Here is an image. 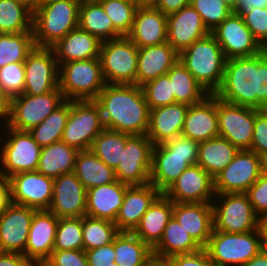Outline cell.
Returning a JSON list of instances; mask_svg holds the SVG:
<instances>
[{"label":"cell","mask_w":267,"mask_h":266,"mask_svg":"<svg viewBox=\"0 0 267 266\" xmlns=\"http://www.w3.org/2000/svg\"><path fill=\"white\" fill-rule=\"evenodd\" d=\"M95 101L105 129L130 135H146L150 109L142 88L136 84H106Z\"/></svg>","instance_id":"6da1fadb"},{"label":"cell","mask_w":267,"mask_h":266,"mask_svg":"<svg viewBox=\"0 0 267 266\" xmlns=\"http://www.w3.org/2000/svg\"><path fill=\"white\" fill-rule=\"evenodd\" d=\"M199 142L183 136L153 146L151 183L164 193L189 166L198 161Z\"/></svg>","instance_id":"7a4b0ae2"},{"label":"cell","mask_w":267,"mask_h":266,"mask_svg":"<svg viewBox=\"0 0 267 266\" xmlns=\"http://www.w3.org/2000/svg\"><path fill=\"white\" fill-rule=\"evenodd\" d=\"M179 61L208 94L220 88L227 59L211 33L181 51Z\"/></svg>","instance_id":"3957f363"},{"label":"cell","mask_w":267,"mask_h":266,"mask_svg":"<svg viewBox=\"0 0 267 266\" xmlns=\"http://www.w3.org/2000/svg\"><path fill=\"white\" fill-rule=\"evenodd\" d=\"M258 54L226 61L223 80L215 96L227 103L257 109Z\"/></svg>","instance_id":"277c9868"},{"label":"cell","mask_w":267,"mask_h":266,"mask_svg":"<svg viewBox=\"0 0 267 266\" xmlns=\"http://www.w3.org/2000/svg\"><path fill=\"white\" fill-rule=\"evenodd\" d=\"M80 4L76 0H58L33 12L32 32L37 47L51 48L78 27Z\"/></svg>","instance_id":"5b68a950"},{"label":"cell","mask_w":267,"mask_h":266,"mask_svg":"<svg viewBox=\"0 0 267 266\" xmlns=\"http://www.w3.org/2000/svg\"><path fill=\"white\" fill-rule=\"evenodd\" d=\"M105 85L99 58L59 64V89L65 100H95Z\"/></svg>","instance_id":"8992f818"},{"label":"cell","mask_w":267,"mask_h":266,"mask_svg":"<svg viewBox=\"0 0 267 266\" xmlns=\"http://www.w3.org/2000/svg\"><path fill=\"white\" fill-rule=\"evenodd\" d=\"M205 249L215 266H243L262 250V245L257 230L244 233L213 230Z\"/></svg>","instance_id":"52a82bcc"},{"label":"cell","mask_w":267,"mask_h":266,"mask_svg":"<svg viewBox=\"0 0 267 266\" xmlns=\"http://www.w3.org/2000/svg\"><path fill=\"white\" fill-rule=\"evenodd\" d=\"M99 59L106 84H136L138 47L127 36L101 42Z\"/></svg>","instance_id":"ba28073f"},{"label":"cell","mask_w":267,"mask_h":266,"mask_svg":"<svg viewBox=\"0 0 267 266\" xmlns=\"http://www.w3.org/2000/svg\"><path fill=\"white\" fill-rule=\"evenodd\" d=\"M103 129L101 109L95 100H69V117L62 136L64 143L78 151L90 150Z\"/></svg>","instance_id":"9c48e42d"},{"label":"cell","mask_w":267,"mask_h":266,"mask_svg":"<svg viewBox=\"0 0 267 266\" xmlns=\"http://www.w3.org/2000/svg\"><path fill=\"white\" fill-rule=\"evenodd\" d=\"M6 141L1 146L0 174L7 180L17 173L36 171L39 165L41 146L29 131L7 126Z\"/></svg>","instance_id":"30bf717a"},{"label":"cell","mask_w":267,"mask_h":266,"mask_svg":"<svg viewBox=\"0 0 267 266\" xmlns=\"http://www.w3.org/2000/svg\"><path fill=\"white\" fill-rule=\"evenodd\" d=\"M215 195L214 197H218L222 202V204L212 202L215 231L244 233L257 230L258 215L245 193Z\"/></svg>","instance_id":"8fae6325"},{"label":"cell","mask_w":267,"mask_h":266,"mask_svg":"<svg viewBox=\"0 0 267 266\" xmlns=\"http://www.w3.org/2000/svg\"><path fill=\"white\" fill-rule=\"evenodd\" d=\"M153 146L147 135L126 133V145L119 164L114 169L116 180L130 186L148 184Z\"/></svg>","instance_id":"7c38bea8"},{"label":"cell","mask_w":267,"mask_h":266,"mask_svg":"<svg viewBox=\"0 0 267 266\" xmlns=\"http://www.w3.org/2000/svg\"><path fill=\"white\" fill-rule=\"evenodd\" d=\"M65 98L59 89L43 95L21 94L11 98V115L8 126L10 128L29 131L39 125Z\"/></svg>","instance_id":"4fadbf2b"},{"label":"cell","mask_w":267,"mask_h":266,"mask_svg":"<svg viewBox=\"0 0 267 266\" xmlns=\"http://www.w3.org/2000/svg\"><path fill=\"white\" fill-rule=\"evenodd\" d=\"M263 173V158L251 150H239L214 178L215 194L245 193Z\"/></svg>","instance_id":"5bb4252c"},{"label":"cell","mask_w":267,"mask_h":266,"mask_svg":"<svg viewBox=\"0 0 267 266\" xmlns=\"http://www.w3.org/2000/svg\"><path fill=\"white\" fill-rule=\"evenodd\" d=\"M23 64V94L43 95L59 87V64L52 48L35 46Z\"/></svg>","instance_id":"9a60e30c"},{"label":"cell","mask_w":267,"mask_h":266,"mask_svg":"<svg viewBox=\"0 0 267 266\" xmlns=\"http://www.w3.org/2000/svg\"><path fill=\"white\" fill-rule=\"evenodd\" d=\"M219 136L238 150H249L257 109L234 105L217 98Z\"/></svg>","instance_id":"2e32d148"},{"label":"cell","mask_w":267,"mask_h":266,"mask_svg":"<svg viewBox=\"0 0 267 266\" xmlns=\"http://www.w3.org/2000/svg\"><path fill=\"white\" fill-rule=\"evenodd\" d=\"M211 34L221 46L227 60L255 56L265 50L248 29L242 16L233 11Z\"/></svg>","instance_id":"e0dca14e"},{"label":"cell","mask_w":267,"mask_h":266,"mask_svg":"<svg viewBox=\"0 0 267 266\" xmlns=\"http://www.w3.org/2000/svg\"><path fill=\"white\" fill-rule=\"evenodd\" d=\"M8 181L12 203L36 210L49 209L53 196V178L36 170L17 173Z\"/></svg>","instance_id":"ac0fdd59"},{"label":"cell","mask_w":267,"mask_h":266,"mask_svg":"<svg viewBox=\"0 0 267 266\" xmlns=\"http://www.w3.org/2000/svg\"><path fill=\"white\" fill-rule=\"evenodd\" d=\"M163 194L173 203H212L214 178L200 165H192Z\"/></svg>","instance_id":"d6986e66"},{"label":"cell","mask_w":267,"mask_h":266,"mask_svg":"<svg viewBox=\"0 0 267 266\" xmlns=\"http://www.w3.org/2000/svg\"><path fill=\"white\" fill-rule=\"evenodd\" d=\"M36 209L10 203L0 214V251L23 253Z\"/></svg>","instance_id":"ffe728a7"},{"label":"cell","mask_w":267,"mask_h":266,"mask_svg":"<svg viewBox=\"0 0 267 266\" xmlns=\"http://www.w3.org/2000/svg\"><path fill=\"white\" fill-rule=\"evenodd\" d=\"M87 190L76 175L62 174L54 179L49 211L58 218H78L86 215Z\"/></svg>","instance_id":"44dd1931"},{"label":"cell","mask_w":267,"mask_h":266,"mask_svg":"<svg viewBox=\"0 0 267 266\" xmlns=\"http://www.w3.org/2000/svg\"><path fill=\"white\" fill-rule=\"evenodd\" d=\"M59 218L49 210H36L22 253L32 264L45 262L51 255L55 244Z\"/></svg>","instance_id":"7402d4cb"},{"label":"cell","mask_w":267,"mask_h":266,"mask_svg":"<svg viewBox=\"0 0 267 266\" xmlns=\"http://www.w3.org/2000/svg\"><path fill=\"white\" fill-rule=\"evenodd\" d=\"M127 37L138 47L161 45L167 42V15L152 4L136 9L131 32Z\"/></svg>","instance_id":"603a6c76"},{"label":"cell","mask_w":267,"mask_h":266,"mask_svg":"<svg viewBox=\"0 0 267 266\" xmlns=\"http://www.w3.org/2000/svg\"><path fill=\"white\" fill-rule=\"evenodd\" d=\"M210 33L191 5L167 15V43L178 53Z\"/></svg>","instance_id":"cb8c5ba5"},{"label":"cell","mask_w":267,"mask_h":266,"mask_svg":"<svg viewBox=\"0 0 267 266\" xmlns=\"http://www.w3.org/2000/svg\"><path fill=\"white\" fill-rule=\"evenodd\" d=\"M181 136L199 143L219 136L217 97L214 94L188 107Z\"/></svg>","instance_id":"d4e9b609"},{"label":"cell","mask_w":267,"mask_h":266,"mask_svg":"<svg viewBox=\"0 0 267 266\" xmlns=\"http://www.w3.org/2000/svg\"><path fill=\"white\" fill-rule=\"evenodd\" d=\"M161 194L151 183L129 186L114 222L118 231L133 232L142 216Z\"/></svg>","instance_id":"484cf974"},{"label":"cell","mask_w":267,"mask_h":266,"mask_svg":"<svg viewBox=\"0 0 267 266\" xmlns=\"http://www.w3.org/2000/svg\"><path fill=\"white\" fill-rule=\"evenodd\" d=\"M174 219L205 248L214 230L212 203H174Z\"/></svg>","instance_id":"4316f807"},{"label":"cell","mask_w":267,"mask_h":266,"mask_svg":"<svg viewBox=\"0 0 267 266\" xmlns=\"http://www.w3.org/2000/svg\"><path fill=\"white\" fill-rule=\"evenodd\" d=\"M189 105L174 103L150 110L147 137L153 145L181 136Z\"/></svg>","instance_id":"83f0119b"},{"label":"cell","mask_w":267,"mask_h":266,"mask_svg":"<svg viewBox=\"0 0 267 266\" xmlns=\"http://www.w3.org/2000/svg\"><path fill=\"white\" fill-rule=\"evenodd\" d=\"M129 186L116 180L112 183L88 189L86 193V215L115 222L123 204L126 189Z\"/></svg>","instance_id":"f1b7e54d"},{"label":"cell","mask_w":267,"mask_h":266,"mask_svg":"<svg viewBox=\"0 0 267 266\" xmlns=\"http://www.w3.org/2000/svg\"><path fill=\"white\" fill-rule=\"evenodd\" d=\"M179 61V53L167 42L138 48L136 85L142 86L165 75Z\"/></svg>","instance_id":"f546056e"},{"label":"cell","mask_w":267,"mask_h":266,"mask_svg":"<svg viewBox=\"0 0 267 266\" xmlns=\"http://www.w3.org/2000/svg\"><path fill=\"white\" fill-rule=\"evenodd\" d=\"M101 42L94 36L77 27L51 48L58 64L71 61L99 58Z\"/></svg>","instance_id":"4dcf8cb0"},{"label":"cell","mask_w":267,"mask_h":266,"mask_svg":"<svg viewBox=\"0 0 267 266\" xmlns=\"http://www.w3.org/2000/svg\"><path fill=\"white\" fill-rule=\"evenodd\" d=\"M173 206L174 203L162 193L142 216L133 233L153 248L173 217Z\"/></svg>","instance_id":"1f68e13d"},{"label":"cell","mask_w":267,"mask_h":266,"mask_svg":"<svg viewBox=\"0 0 267 266\" xmlns=\"http://www.w3.org/2000/svg\"><path fill=\"white\" fill-rule=\"evenodd\" d=\"M78 150L62 140L41 148L37 171L53 179L74 170Z\"/></svg>","instance_id":"d6a6232c"},{"label":"cell","mask_w":267,"mask_h":266,"mask_svg":"<svg viewBox=\"0 0 267 266\" xmlns=\"http://www.w3.org/2000/svg\"><path fill=\"white\" fill-rule=\"evenodd\" d=\"M73 173L86 190L116 181L114 169L107 166L91 150L78 151Z\"/></svg>","instance_id":"836d02e7"},{"label":"cell","mask_w":267,"mask_h":266,"mask_svg":"<svg viewBox=\"0 0 267 266\" xmlns=\"http://www.w3.org/2000/svg\"><path fill=\"white\" fill-rule=\"evenodd\" d=\"M238 151L231 142L218 136L199 143L197 164L215 178Z\"/></svg>","instance_id":"e575fe53"},{"label":"cell","mask_w":267,"mask_h":266,"mask_svg":"<svg viewBox=\"0 0 267 266\" xmlns=\"http://www.w3.org/2000/svg\"><path fill=\"white\" fill-rule=\"evenodd\" d=\"M78 27L94 35L100 42L122 37L99 2L80 4Z\"/></svg>","instance_id":"d590c367"},{"label":"cell","mask_w":267,"mask_h":266,"mask_svg":"<svg viewBox=\"0 0 267 266\" xmlns=\"http://www.w3.org/2000/svg\"><path fill=\"white\" fill-rule=\"evenodd\" d=\"M200 249L201 247L190 234L172 217L164 229L162 238L152 248V251L154 256L169 258L178 254L193 253Z\"/></svg>","instance_id":"8d00e7d4"},{"label":"cell","mask_w":267,"mask_h":266,"mask_svg":"<svg viewBox=\"0 0 267 266\" xmlns=\"http://www.w3.org/2000/svg\"><path fill=\"white\" fill-rule=\"evenodd\" d=\"M115 264L147 266L153 256L152 248L133 232H119L114 237Z\"/></svg>","instance_id":"74e56055"},{"label":"cell","mask_w":267,"mask_h":266,"mask_svg":"<svg viewBox=\"0 0 267 266\" xmlns=\"http://www.w3.org/2000/svg\"><path fill=\"white\" fill-rule=\"evenodd\" d=\"M166 75L171 82L175 103H183L190 106L201 102L209 95L180 61L172 66Z\"/></svg>","instance_id":"f35d334b"},{"label":"cell","mask_w":267,"mask_h":266,"mask_svg":"<svg viewBox=\"0 0 267 266\" xmlns=\"http://www.w3.org/2000/svg\"><path fill=\"white\" fill-rule=\"evenodd\" d=\"M68 117L69 100H65L46 119L29 130V132L41 147L49 146L62 140Z\"/></svg>","instance_id":"ab89813d"},{"label":"cell","mask_w":267,"mask_h":266,"mask_svg":"<svg viewBox=\"0 0 267 266\" xmlns=\"http://www.w3.org/2000/svg\"><path fill=\"white\" fill-rule=\"evenodd\" d=\"M33 12L16 0H0V33L32 32Z\"/></svg>","instance_id":"60d3db41"},{"label":"cell","mask_w":267,"mask_h":266,"mask_svg":"<svg viewBox=\"0 0 267 266\" xmlns=\"http://www.w3.org/2000/svg\"><path fill=\"white\" fill-rule=\"evenodd\" d=\"M126 145V133L103 129L93 140L90 150L107 166L115 169Z\"/></svg>","instance_id":"b9f144b4"},{"label":"cell","mask_w":267,"mask_h":266,"mask_svg":"<svg viewBox=\"0 0 267 266\" xmlns=\"http://www.w3.org/2000/svg\"><path fill=\"white\" fill-rule=\"evenodd\" d=\"M35 46L33 32L0 33V68L24 62Z\"/></svg>","instance_id":"7bdbcfd3"},{"label":"cell","mask_w":267,"mask_h":266,"mask_svg":"<svg viewBox=\"0 0 267 266\" xmlns=\"http://www.w3.org/2000/svg\"><path fill=\"white\" fill-rule=\"evenodd\" d=\"M83 250H91L113 242L119 233L116 224L107 219L82 217Z\"/></svg>","instance_id":"ee69618b"},{"label":"cell","mask_w":267,"mask_h":266,"mask_svg":"<svg viewBox=\"0 0 267 266\" xmlns=\"http://www.w3.org/2000/svg\"><path fill=\"white\" fill-rule=\"evenodd\" d=\"M98 2L110 17L114 28L122 36H127L131 32L136 9L141 4L122 0H99Z\"/></svg>","instance_id":"f6af8a7d"},{"label":"cell","mask_w":267,"mask_h":266,"mask_svg":"<svg viewBox=\"0 0 267 266\" xmlns=\"http://www.w3.org/2000/svg\"><path fill=\"white\" fill-rule=\"evenodd\" d=\"M53 250H83L82 217L59 218Z\"/></svg>","instance_id":"bcb514c9"},{"label":"cell","mask_w":267,"mask_h":266,"mask_svg":"<svg viewBox=\"0 0 267 266\" xmlns=\"http://www.w3.org/2000/svg\"><path fill=\"white\" fill-rule=\"evenodd\" d=\"M149 109H155L175 103L171 82L165 74L141 86Z\"/></svg>","instance_id":"7dc6e473"},{"label":"cell","mask_w":267,"mask_h":266,"mask_svg":"<svg viewBox=\"0 0 267 266\" xmlns=\"http://www.w3.org/2000/svg\"><path fill=\"white\" fill-rule=\"evenodd\" d=\"M190 5L199 13L210 32L232 13L223 0H191Z\"/></svg>","instance_id":"c3c4849f"},{"label":"cell","mask_w":267,"mask_h":266,"mask_svg":"<svg viewBox=\"0 0 267 266\" xmlns=\"http://www.w3.org/2000/svg\"><path fill=\"white\" fill-rule=\"evenodd\" d=\"M24 84L23 62L10 63L0 68V86L11 98L23 93Z\"/></svg>","instance_id":"681fc988"},{"label":"cell","mask_w":267,"mask_h":266,"mask_svg":"<svg viewBox=\"0 0 267 266\" xmlns=\"http://www.w3.org/2000/svg\"><path fill=\"white\" fill-rule=\"evenodd\" d=\"M244 23L251 31L258 43L267 48V9L251 8L242 16Z\"/></svg>","instance_id":"f907efd6"},{"label":"cell","mask_w":267,"mask_h":266,"mask_svg":"<svg viewBox=\"0 0 267 266\" xmlns=\"http://www.w3.org/2000/svg\"><path fill=\"white\" fill-rule=\"evenodd\" d=\"M249 150L254 151L262 158L267 156V109L257 110Z\"/></svg>","instance_id":"816d5d0a"},{"label":"cell","mask_w":267,"mask_h":266,"mask_svg":"<svg viewBox=\"0 0 267 266\" xmlns=\"http://www.w3.org/2000/svg\"><path fill=\"white\" fill-rule=\"evenodd\" d=\"M45 263L48 266H89L84 250H53Z\"/></svg>","instance_id":"f5cc1de1"},{"label":"cell","mask_w":267,"mask_h":266,"mask_svg":"<svg viewBox=\"0 0 267 266\" xmlns=\"http://www.w3.org/2000/svg\"><path fill=\"white\" fill-rule=\"evenodd\" d=\"M255 213L267 212V175L262 173L258 180L245 192Z\"/></svg>","instance_id":"db71d44e"},{"label":"cell","mask_w":267,"mask_h":266,"mask_svg":"<svg viewBox=\"0 0 267 266\" xmlns=\"http://www.w3.org/2000/svg\"><path fill=\"white\" fill-rule=\"evenodd\" d=\"M257 110L267 109V49L258 54Z\"/></svg>","instance_id":"11a10c76"},{"label":"cell","mask_w":267,"mask_h":266,"mask_svg":"<svg viewBox=\"0 0 267 266\" xmlns=\"http://www.w3.org/2000/svg\"><path fill=\"white\" fill-rule=\"evenodd\" d=\"M89 266H112L115 263L114 239L113 242L85 251Z\"/></svg>","instance_id":"9f6ffc18"},{"label":"cell","mask_w":267,"mask_h":266,"mask_svg":"<svg viewBox=\"0 0 267 266\" xmlns=\"http://www.w3.org/2000/svg\"><path fill=\"white\" fill-rule=\"evenodd\" d=\"M168 259L173 266H215L205 248L189 254L174 255Z\"/></svg>","instance_id":"6f0895ef"},{"label":"cell","mask_w":267,"mask_h":266,"mask_svg":"<svg viewBox=\"0 0 267 266\" xmlns=\"http://www.w3.org/2000/svg\"><path fill=\"white\" fill-rule=\"evenodd\" d=\"M191 0H156L152 5L165 15L178 12L189 6Z\"/></svg>","instance_id":"680465c9"},{"label":"cell","mask_w":267,"mask_h":266,"mask_svg":"<svg viewBox=\"0 0 267 266\" xmlns=\"http://www.w3.org/2000/svg\"><path fill=\"white\" fill-rule=\"evenodd\" d=\"M32 265L33 264L22 253L0 251V266H32Z\"/></svg>","instance_id":"91938a15"},{"label":"cell","mask_w":267,"mask_h":266,"mask_svg":"<svg viewBox=\"0 0 267 266\" xmlns=\"http://www.w3.org/2000/svg\"><path fill=\"white\" fill-rule=\"evenodd\" d=\"M255 7L267 9V0H238L237 6L233 12L243 16L245 13H248L251 8Z\"/></svg>","instance_id":"94428289"},{"label":"cell","mask_w":267,"mask_h":266,"mask_svg":"<svg viewBox=\"0 0 267 266\" xmlns=\"http://www.w3.org/2000/svg\"><path fill=\"white\" fill-rule=\"evenodd\" d=\"M11 115V97L0 86V120L4 118L6 126L9 124Z\"/></svg>","instance_id":"6125c7cd"},{"label":"cell","mask_w":267,"mask_h":266,"mask_svg":"<svg viewBox=\"0 0 267 266\" xmlns=\"http://www.w3.org/2000/svg\"><path fill=\"white\" fill-rule=\"evenodd\" d=\"M11 203L9 181L0 174V214Z\"/></svg>","instance_id":"be15d7a7"},{"label":"cell","mask_w":267,"mask_h":266,"mask_svg":"<svg viewBox=\"0 0 267 266\" xmlns=\"http://www.w3.org/2000/svg\"><path fill=\"white\" fill-rule=\"evenodd\" d=\"M257 231L263 250H267V212L258 216Z\"/></svg>","instance_id":"e7e4bbea"},{"label":"cell","mask_w":267,"mask_h":266,"mask_svg":"<svg viewBox=\"0 0 267 266\" xmlns=\"http://www.w3.org/2000/svg\"><path fill=\"white\" fill-rule=\"evenodd\" d=\"M243 266H267V250H261Z\"/></svg>","instance_id":"03108f58"},{"label":"cell","mask_w":267,"mask_h":266,"mask_svg":"<svg viewBox=\"0 0 267 266\" xmlns=\"http://www.w3.org/2000/svg\"><path fill=\"white\" fill-rule=\"evenodd\" d=\"M147 266H173V264L168 258H160L153 255L148 261Z\"/></svg>","instance_id":"003e7915"},{"label":"cell","mask_w":267,"mask_h":266,"mask_svg":"<svg viewBox=\"0 0 267 266\" xmlns=\"http://www.w3.org/2000/svg\"><path fill=\"white\" fill-rule=\"evenodd\" d=\"M17 2L25 5L27 8H29L32 12L36 10V2L37 0H16Z\"/></svg>","instance_id":"a7ac6f4b"},{"label":"cell","mask_w":267,"mask_h":266,"mask_svg":"<svg viewBox=\"0 0 267 266\" xmlns=\"http://www.w3.org/2000/svg\"><path fill=\"white\" fill-rule=\"evenodd\" d=\"M56 1H58V0H37L36 9L39 7L46 6V5L53 3V2H56Z\"/></svg>","instance_id":"89a4df30"},{"label":"cell","mask_w":267,"mask_h":266,"mask_svg":"<svg viewBox=\"0 0 267 266\" xmlns=\"http://www.w3.org/2000/svg\"><path fill=\"white\" fill-rule=\"evenodd\" d=\"M223 1L232 11L235 10L238 3V0H223Z\"/></svg>","instance_id":"2644e50d"},{"label":"cell","mask_w":267,"mask_h":266,"mask_svg":"<svg viewBox=\"0 0 267 266\" xmlns=\"http://www.w3.org/2000/svg\"><path fill=\"white\" fill-rule=\"evenodd\" d=\"M263 173L267 175V156L263 158Z\"/></svg>","instance_id":"8c879c8a"},{"label":"cell","mask_w":267,"mask_h":266,"mask_svg":"<svg viewBox=\"0 0 267 266\" xmlns=\"http://www.w3.org/2000/svg\"><path fill=\"white\" fill-rule=\"evenodd\" d=\"M79 4L98 2L99 0H76Z\"/></svg>","instance_id":"753ad0ef"},{"label":"cell","mask_w":267,"mask_h":266,"mask_svg":"<svg viewBox=\"0 0 267 266\" xmlns=\"http://www.w3.org/2000/svg\"><path fill=\"white\" fill-rule=\"evenodd\" d=\"M140 4H153L156 0H139Z\"/></svg>","instance_id":"34e18365"},{"label":"cell","mask_w":267,"mask_h":266,"mask_svg":"<svg viewBox=\"0 0 267 266\" xmlns=\"http://www.w3.org/2000/svg\"><path fill=\"white\" fill-rule=\"evenodd\" d=\"M32 266H48L45 262H38L33 264Z\"/></svg>","instance_id":"11e5206c"},{"label":"cell","mask_w":267,"mask_h":266,"mask_svg":"<svg viewBox=\"0 0 267 266\" xmlns=\"http://www.w3.org/2000/svg\"><path fill=\"white\" fill-rule=\"evenodd\" d=\"M122 1H126V2H134V3H140L139 0H122Z\"/></svg>","instance_id":"2a66077c"},{"label":"cell","mask_w":267,"mask_h":266,"mask_svg":"<svg viewBox=\"0 0 267 266\" xmlns=\"http://www.w3.org/2000/svg\"><path fill=\"white\" fill-rule=\"evenodd\" d=\"M112 266H119L118 264L112 263Z\"/></svg>","instance_id":"b9fcfbb0"}]
</instances>
